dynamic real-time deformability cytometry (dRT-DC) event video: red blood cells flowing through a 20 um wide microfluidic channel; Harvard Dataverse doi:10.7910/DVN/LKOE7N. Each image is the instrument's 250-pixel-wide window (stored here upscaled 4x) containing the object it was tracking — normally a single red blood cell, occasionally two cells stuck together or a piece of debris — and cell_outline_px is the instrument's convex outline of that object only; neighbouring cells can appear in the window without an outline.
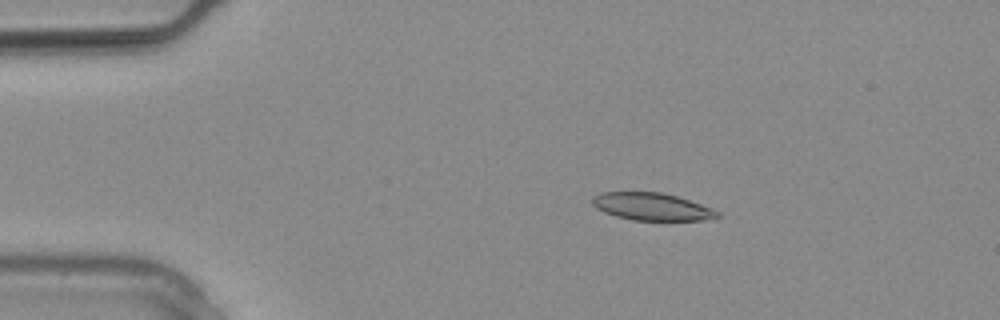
{"species": "common noctule bat (a hibernating species)", "species_latin": "Nyctalus noctula", "temperature_condition": "warm", "stored_images_in_passage": 10, "camera_frame_rate_fps": 3000, "um_per_image_px": 0.085, "animal": {"sex": "male", "body_mass_g": 20.4}, "frame": {"image": 1, "passage_image": 5, "time_ms": 1.333, "image_size_px": [1000, 320], "cell_outline_px": [[720, 216], [704, 220], [632, 220], [616, 216], [604, 212], [596, 208], [592, 204], [592, 196], [600, 192], [660, 192], [676, 196], [712, 208], [720, 212]], "centroid_in_image_um": [55.37, 17.56], "position_along_channel_um": 29.6, "area_um2": 19.94}}
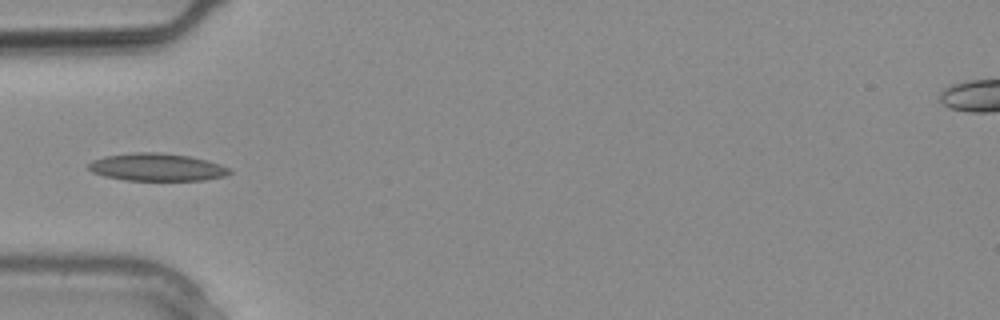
{"frame": {"image": 2, "passage_image": 9, "time_ms": 2.667, "image_size_px": [1000, 320], "cell_outline_px": [[232, 172], [224, 176], [204, 180], [128, 180], [104, 176], [92, 172], [88, 168], [88, 164], [92, 160], [104, 156], [132, 152], [160, 152], [188, 156], [208, 160], [220, 164], [228, 168]], "centroid_in_image_um": [13.31, 14.2], "position_along_channel_um": 71.7, "area_um2": 22.66}}